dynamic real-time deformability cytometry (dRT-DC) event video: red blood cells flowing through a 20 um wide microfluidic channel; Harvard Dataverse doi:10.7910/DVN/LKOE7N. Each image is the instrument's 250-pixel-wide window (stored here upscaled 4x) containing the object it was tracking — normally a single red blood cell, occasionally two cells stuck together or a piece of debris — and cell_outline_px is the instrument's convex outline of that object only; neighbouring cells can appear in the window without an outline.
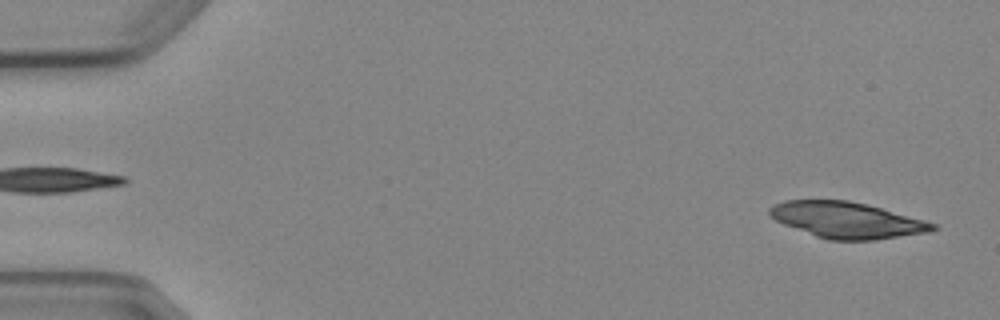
{"species": "Egyptian fruit bat (a non-hibernating species)", "species_latin": "Rousettus aegyptiacus", "temperature_condition": "cold", "stored_images_in_passage": 6, "segment_of_instrument_passage": [2, 2], "camera_frame_rate_fps": 3000, "um_per_image_px": 0.085, "animal": {"sex": "female"}, "frame": {"image": 1, "passage_image": 6, "time_ms": 5.667, "image_size_px": [1000, 320], "cell_outline_px": [[940, 228], [928, 232], [872, 240], [828, 240], [816, 236], [784, 224], [776, 220], [768, 212], [768, 208], [772, 204], [784, 200], [848, 200], [880, 208], [924, 220], [936, 224]], "centroid_in_image_um": [71.96, 18.7], "position_along_channel_um": 13.0, "area_um2": 33.93}}